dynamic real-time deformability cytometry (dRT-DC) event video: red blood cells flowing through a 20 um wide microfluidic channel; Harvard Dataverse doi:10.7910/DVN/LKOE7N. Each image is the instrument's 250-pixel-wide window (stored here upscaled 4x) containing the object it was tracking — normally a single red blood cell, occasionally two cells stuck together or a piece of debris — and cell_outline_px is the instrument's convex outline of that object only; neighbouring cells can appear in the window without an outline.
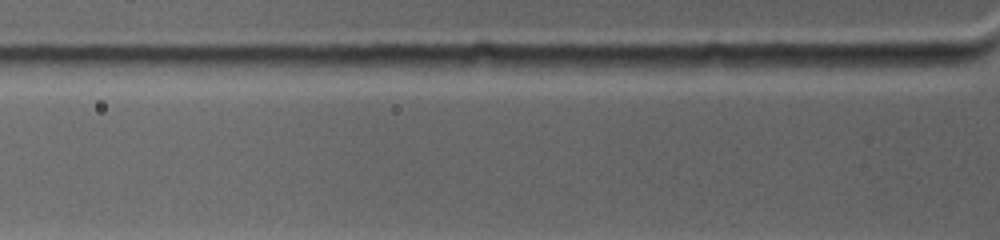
{"species": "common noctule bat (a hibernating species)", "species_latin": "Nyctalus noctula", "temperature_condition": "warm", "stored_images_in_passage": 3, "camera_frame_rate_fps": 4500, "um_per_image_px": 0.085, "animal": {"sex": "female", "body_mass_g": 19.0, "forearm_length_mm": 53.3}, "frame": {"image": 1, "passage_image": 3, "time_ms": 0.667, "image_size_px": [1000, 240], "cell_outline_px": [[880, 64], [868, 72], [760, 72], [756, 68], [756, 64], [812, 56], [864, 56]], "centroid_in_image_um": [69.73, 5.5], "position_along_channel_um": 56.1, "area_um2": 11.85}}